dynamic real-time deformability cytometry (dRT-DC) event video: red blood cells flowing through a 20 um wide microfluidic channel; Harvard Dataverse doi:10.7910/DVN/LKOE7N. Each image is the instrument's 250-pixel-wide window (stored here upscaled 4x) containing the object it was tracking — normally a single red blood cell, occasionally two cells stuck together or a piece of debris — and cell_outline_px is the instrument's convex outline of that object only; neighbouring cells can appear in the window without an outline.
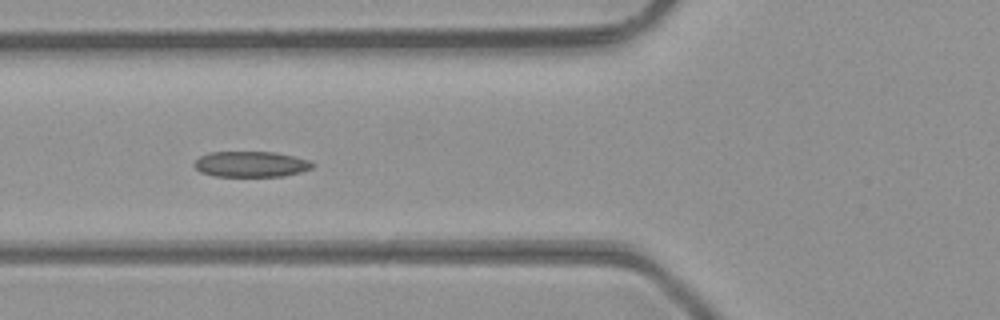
{"species": "common noctule bat (a hibernating species)", "species_latin": "Nyctalus noctula", "temperature_condition": "room temperature", "stored_images_in_passage": 15, "camera_frame_rate_fps": 3000, "um_per_image_px": 0.085, "animal": {"sex": "male", "body_mass_g": 23.1, "forearm_length_mm": 52.7}, "frame": {"image": 1, "passage_image": 7, "time_ms": 2.0, "image_size_px": [1000, 320], "cell_outline_px": [[316, 164], [312, 168], [300, 172], [284, 176], [216, 176], [200, 172], [192, 164], [200, 156], [208, 152], [276, 152], [312, 160]], "centroid_in_image_um": [21.36, 13.95], "position_along_channel_um": 104.4, "area_um2": 17.86}}